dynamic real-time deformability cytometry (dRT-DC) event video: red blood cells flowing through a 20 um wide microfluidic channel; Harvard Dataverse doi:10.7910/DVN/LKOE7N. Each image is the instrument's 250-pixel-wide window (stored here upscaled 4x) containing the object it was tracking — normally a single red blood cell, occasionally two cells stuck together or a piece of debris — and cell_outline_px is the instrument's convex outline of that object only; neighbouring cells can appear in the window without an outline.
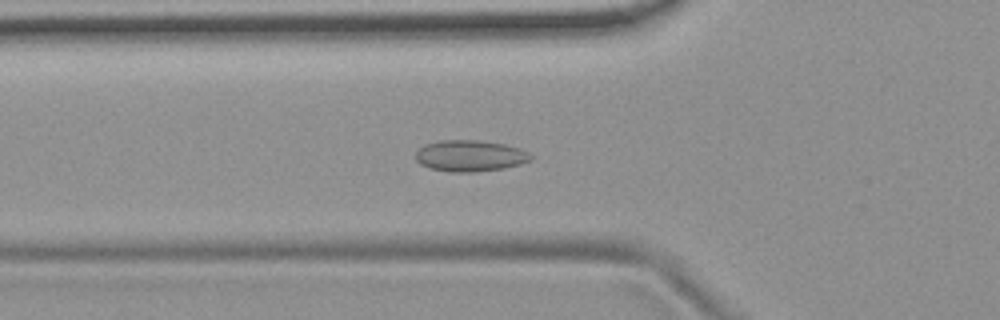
{"species": "common noctule bat (a hibernating species)", "species_latin": "Nyctalus noctula", "temperature_condition": "room temperature", "stored_images_in_passage": 54, "camera_frame_rate_fps": 3000, "um_per_image_px": 0.085, "animal": {"sex": "female", "body_mass_g": 19.9}, "frame": {"image": 1, "passage_image": 19, "time_ms": 6.0, "image_size_px": [1000, 320], "cell_outline_px": [[532, 160], [520, 164], [504, 168], [476, 172], [448, 172], [428, 168], [420, 164], [416, 160], [416, 152], [424, 144], [440, 140], [476, 140], [504, 144], [520, 148], [528, 152], [532, 156]], "centroid_in_image_um": [39.94, 13.25], "position_along_channel_um": 85.9, "area_um2": 21.15}}
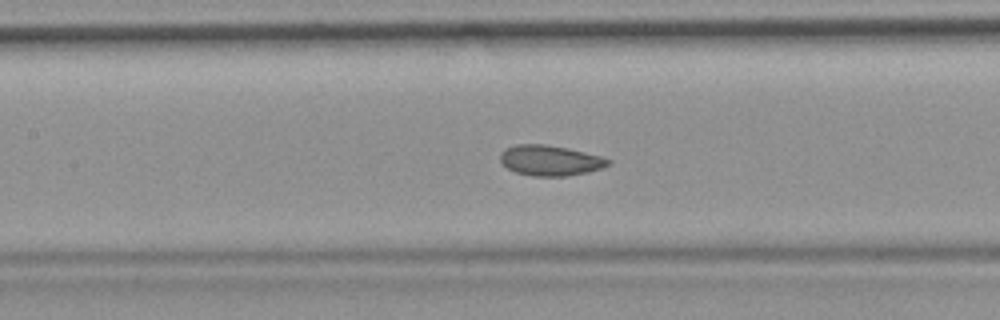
{"frame": {"image": 2, "passage_image": 25, "time_ms": 8.0, "image_size_px": [1000, 320], "cell_outline_px": [[612, 164], [604, 168], [588, 172], [568, 176], [532, 176], [516, 172], [508, 168], [500, 160], [500, 152], [504, 148], [516, 144], [544, 144], [568, 148], [600, 156], [612, 160]], "centroid_in_image_um": [46.79, 13.64], "position_along_channel_um": 160.6, "area_um2": 19.31}}
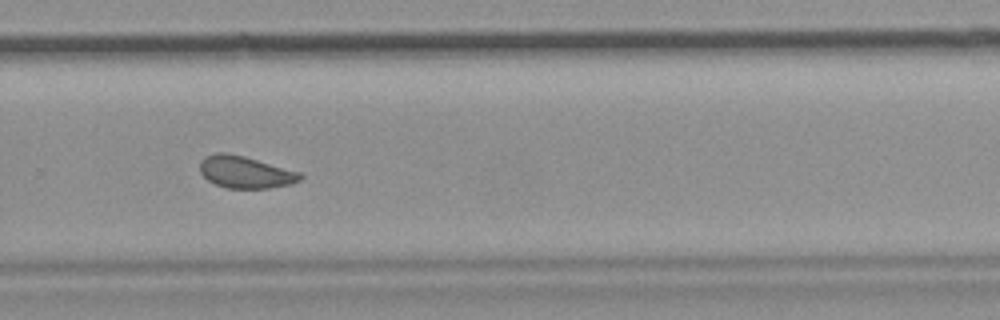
{"frame": {"image": 3, "passage_image": 37, "time_ms": 12.0, "image_size_px": [1000, 320], "cell_outline_px": [[304, 176], [300, 180], [292, 184], [268, 188], [228, 188], [216, 184], [208, 180], [200, 172], [200, 160], [204, 156], [216, 152], [228, 152], [244, 156], [300, 172]], "centroid_in_image_um": [20.84, 14.62], "position_along_channel_um": 309.0, "area_um2": 18.79}, "authors_computed_cell_mechanics": {"area_um2": 19.5075, "velocity_mm_per_s": 3.724, "shape_relaxation_time_tau1_ms": null, "shape_relaxation_time_tau2_ms": 1.9456, "deformation_change_tau1": null, "deformation_change_tau2": 0.062}}